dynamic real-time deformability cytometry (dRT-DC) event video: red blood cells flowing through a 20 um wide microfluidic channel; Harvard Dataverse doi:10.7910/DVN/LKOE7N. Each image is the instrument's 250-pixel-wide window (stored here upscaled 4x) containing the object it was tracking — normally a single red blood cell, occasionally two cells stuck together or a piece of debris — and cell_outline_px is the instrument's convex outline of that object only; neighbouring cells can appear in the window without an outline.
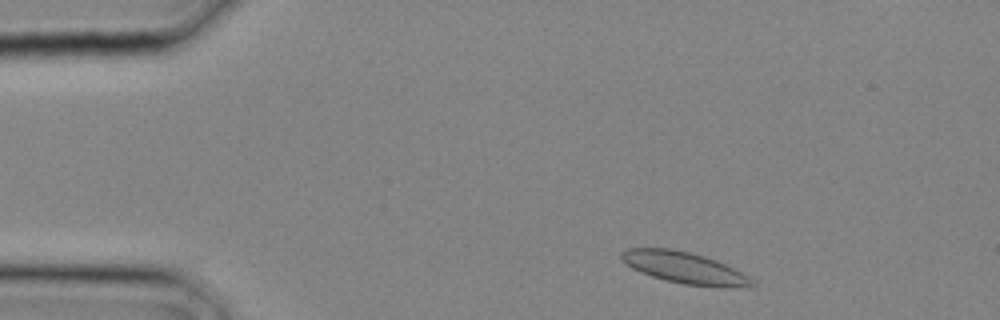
{"species": "common noctule bat (a hibernating species)", "species_latin": "Nyctalus noctula", "temperature_condition": "cold", "stored_images_in_passage": 24, "camera_frame_rate_fps": 3000, "um_per_image_px": 0.085, "animal": {"sex": "male", "body_mass_g": 20.4}, "frame": {"image": 1, "passage_image": 2, "time_ms": 0.333, "image_size_px": [1000, 320], "cell_outline_px": [[756, 284], [720, 288], [684, 284], [652, 276], [632, 268], [620, 256], [620, 252], [628, 248], [672, 248], [692, 252], [716, 260], [748, 276]], "centroid_in_image_um": [58.15, 22.74], "position_along_channel_um": 26.8, "area_um2": 23.58}}
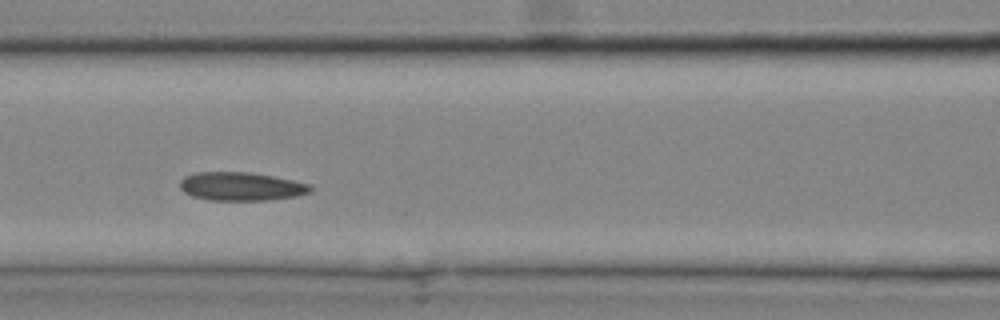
{"frame": {"image": 2, "passage_image": 10, "time_ms": 3.0, "image_size_px": [1000, 320], "cell_outline_px": [[312, 192], [296, 196], [268, 200], [208, 200], [192, 196], [184, 192], [180, 188], [180, 180], [184, 176], [196, 172], [252, 172], [292, 180], [308, 184], [312, 188]], "centroid_in_image_um": [20.47, 15.84], "position_along_channel_um": 146.1, "area_um2": 21.68}}
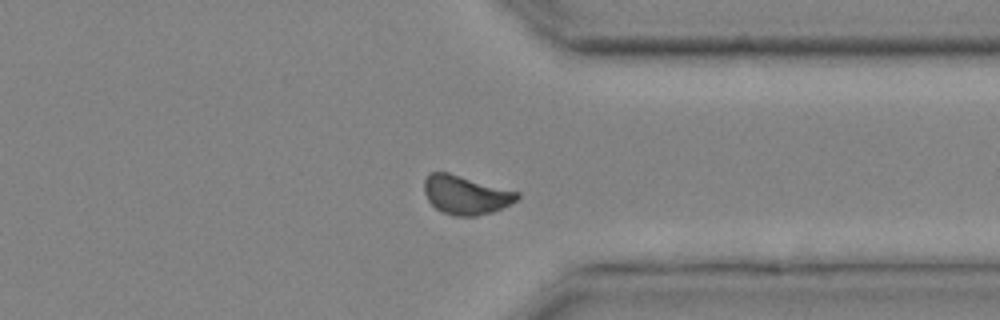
{"frame": {"image": 3, "passage_image": 20, "time_ms": 6.333, "image_size_px": [1000, 320], "cell_outline_px": [[520, 196], [516, 200], [492, 212], [476, 216], [456, 216], [444, 212], [436, 208], [428, 200], [424, 192], [424, 180], [432, 172], [448, 172], [520, 192]], "centroid_in_image_um": [39.58, 16.56], "position_along_channel_um": 371.8, "area_um2": 20.81}}